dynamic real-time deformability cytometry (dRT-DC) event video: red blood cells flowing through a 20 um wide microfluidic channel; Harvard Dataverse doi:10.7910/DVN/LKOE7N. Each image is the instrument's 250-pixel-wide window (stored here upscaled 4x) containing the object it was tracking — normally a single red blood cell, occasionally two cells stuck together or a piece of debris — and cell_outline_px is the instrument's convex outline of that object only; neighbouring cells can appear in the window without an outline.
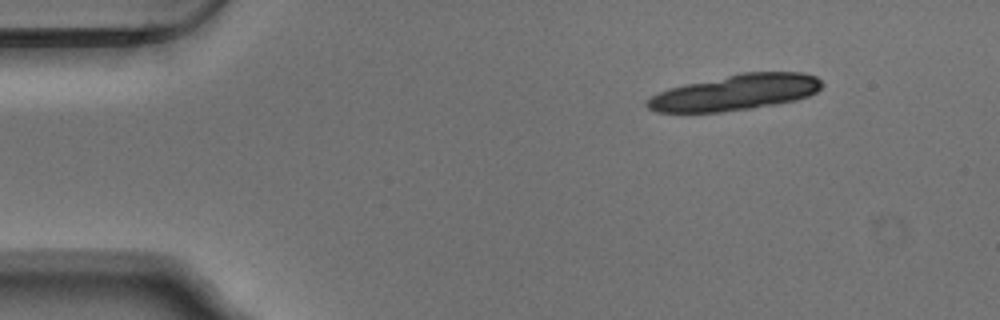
{"species": "Egyptian fruit bat (a non-hibernating species)", "species_latin": "Rousettus aegyptiacus", "temperature_condition": "warm", "stored_images_in_passage": 14, "camera_frame_rate_fps": 3000, "um_per_image_px": 0.085, "animal": {"sex": "male"}, "frame": {"image": 1, "passage_image": 1, "time_ms": 0.0, "image_size_px": [1000, 320], "cell_outline_px": [[824, 84], [816, 92], [808, 96], [796, 100], [776, 104], [752, 108], [720, 112], [656, 112], [648, 108], [644, 104], [644, 100], [668, 88], [684, 84], [744, 72], [800, 72], [816, 76]], "centroid_in_image_um": [62.5, 7.86], "position_along_channel_um": 22.5, "area_um2": 36.41}}